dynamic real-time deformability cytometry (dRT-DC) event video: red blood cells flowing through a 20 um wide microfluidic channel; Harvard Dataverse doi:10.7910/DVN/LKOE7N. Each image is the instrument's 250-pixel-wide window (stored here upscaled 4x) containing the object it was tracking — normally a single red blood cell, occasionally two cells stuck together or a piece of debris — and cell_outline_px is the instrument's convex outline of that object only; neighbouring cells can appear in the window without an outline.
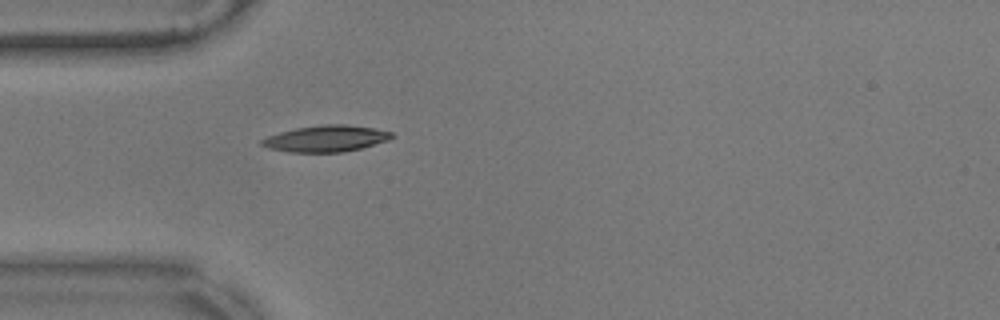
{"species": "common noctule bat (a hibernating species)", "species_latin": "Nyctalus noctula", "temperature_condition": "warm", "stored_images_in_passage": 41, "camera_frame_rate_fps": 3000, "um_per_image_px": 0.085, "animal": {"sex": "male", "body_mass_g": 17.9}, "frame": {"image": 1, "passage_image": 1, "time_ms": 0.0, "image_size_px": [1000, 320], "cell_outline_px": [[396, 136], [388, 140], [360, 148], [344, 152], [288, 152], [268, 148], [260, 144], [260, 140], [268, 136], [280, 132], [296, 128], [324, 124], [344, 124], [372, 128], [392, 132]], "centroid_in_image_um": [27.7, 11.78], "position_along_channel_um": 57.3, "area_um2": 19.88}}
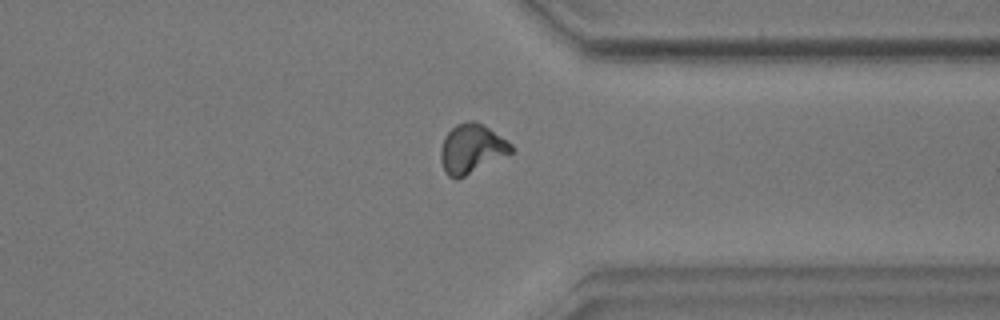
{"frame": {"image": 2, "passage_image": 28, "time_ms": 9.0, "image_size_px": [1000, 320], "cell_outline_px": [[516, 148], [512, 152], [456, 180], [448, 176], [444, 172], [440, 160], [440, 152], [444, 136], [456, 124], [468, 120], [472, 120], [484, 124], [512, 144]], "centroid_in_image_um": [40.06, 12.63], "position_along_channel_um": 371.3, "area_um2": 20.23}}
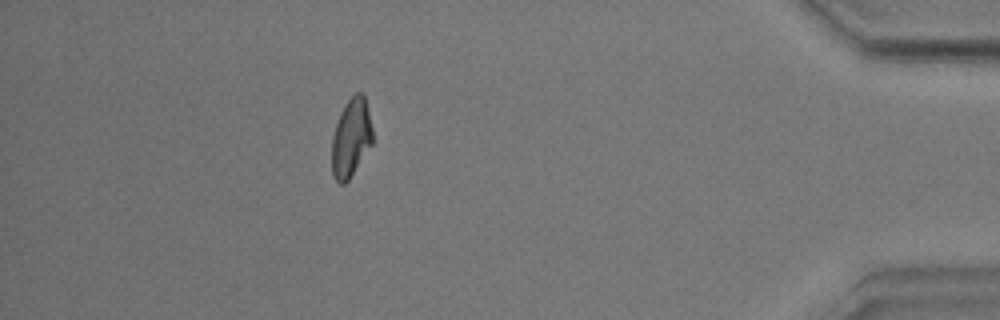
{"frame": {"image": 3, "passage_image": 35, "time_ms": 11.333, "image_size_px": [1000, 320], "cell_outline_px": [[376, 140], [348, 180], [344, 184], [340, 184], [332, 176], [332, 136], [340, 112], [344, 104], [356, 92], [364, 92]], "centroid_in_image_um": [29.88, 11.69], "position_along_channel_um": 405.3, "area_um2": 19.19}, "authors_computed_cell_mechanics": {"area_um2": 19.3052, "velocity_mm_per_s": 3.5475, "shape_relaxation_time_tau1_ms": 4.6663, "shape_relaxation_time_tau2_ms": 3.2612, "deformation_change_tau1": 0.1439, "deformation_change_tau2": 0.0939}}